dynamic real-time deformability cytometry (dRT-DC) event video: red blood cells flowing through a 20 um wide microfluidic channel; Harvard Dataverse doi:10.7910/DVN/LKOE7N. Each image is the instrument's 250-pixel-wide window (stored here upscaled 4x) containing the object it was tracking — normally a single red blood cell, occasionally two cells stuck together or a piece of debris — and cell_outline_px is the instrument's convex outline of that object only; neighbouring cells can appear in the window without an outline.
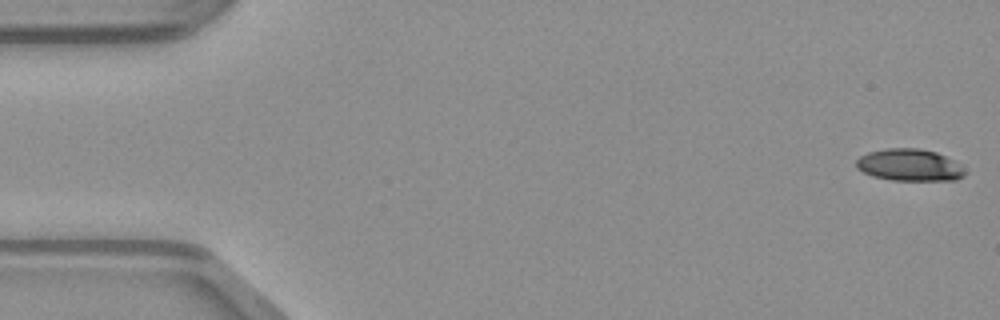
{"species": "common noctule bat (a hibernating species)", "species_latin": "Nyctalus noctula", "temperature_condition": "warm", "stored_images_in_passage": 49, "camera_frame_rate_fps": 3000, "um_per_image_px": 0.085, "animal": {"sex": "male", "body_mass_g": 23.1, "forearm_length_mm": 52.7}, "frame": {"image": 1, "passage_image": 1, "time_ms": 0.0, "image_size_px": [1000, 320], "cell_outline_px": [[968, 172], [964, 176], [956, 180], [892, 180], [872, 176], [856, 168], [856, 160], [860, 156], [868, 152], [884, 148], [920, 148], [936, 152], [960, 164]], "centroid_in_image_um": [77.31, 14.02], "position_along_channel_um": 7.7, "area_um2": 20.4}}
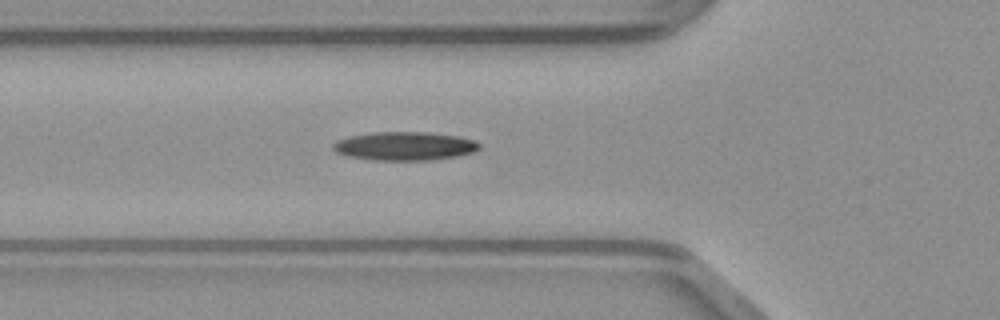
{"frame": {"image": 2, "passage_image": 17, "time_ms": 5.333, "image_size_px": [1000, 320], "cell_outline_px": [[480, 148], [472, 152], [456, 156], [428, 160], [372, 160], [348, 156], [336, 152], [332, 148], [332, 144], [336, 140], [348, 136], [376, 132], [428, 132], [456, 136], [476, 140], [480, 144]], "centroid_in_image_um": [34.36, 12.41], "position_along_channel_um": 91.4, "area_um2": 24.33}}
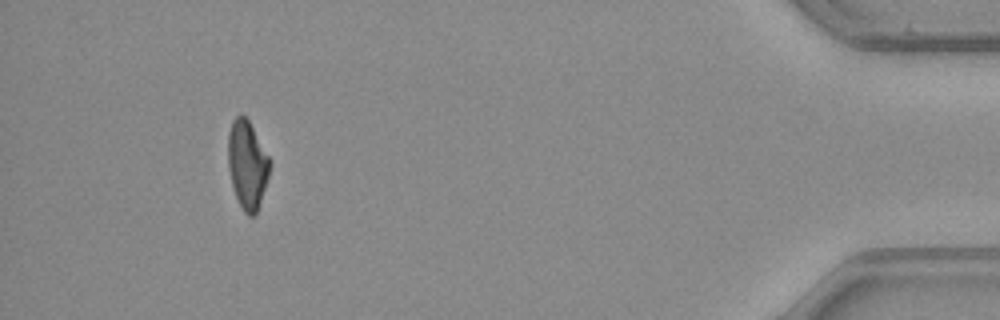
{"frame": {"image": 3, "passage_image": 45, "time_ms": 14.667, "image_size_px": [1000, 320], "cell_outline_px": [[272, 164], [260, 204], [256, 212], [252, 216], [248, 216], [244, 212], [236, 196], [232, 184], [228, 168], [228, 132], [232, 120], [240, 112], [248, 120], [268, 156]], "centroid_in_image_um": [21.01, 13.98], "position_along_channel_um": 414.2, "area_um2": 21.33}}